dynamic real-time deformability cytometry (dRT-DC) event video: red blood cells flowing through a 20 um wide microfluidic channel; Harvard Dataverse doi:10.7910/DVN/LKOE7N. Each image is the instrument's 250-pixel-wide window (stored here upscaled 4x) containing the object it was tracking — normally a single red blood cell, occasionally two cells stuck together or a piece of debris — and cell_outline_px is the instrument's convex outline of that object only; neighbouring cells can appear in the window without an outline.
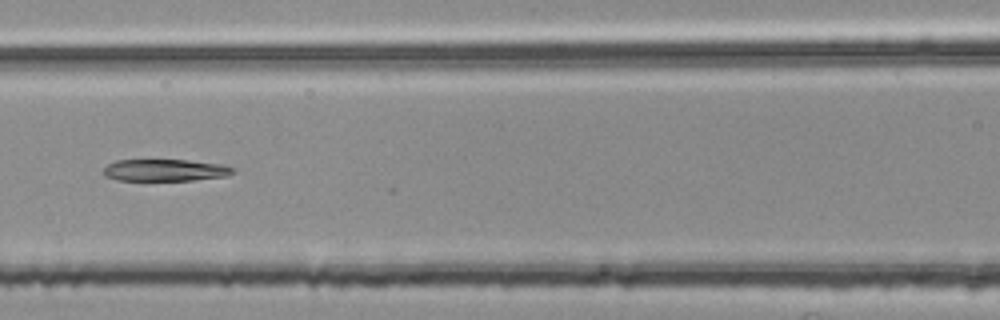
{"species": "common noctule bat (a hibernating species)", "species_latin": "Nyctalus noctula", "temperature_condition": "room temperature", "stored_images_in_passage": 29, "segment_of_instrument_passage": [2, 2], "camera_frame_rate_fps": 3000, "um_per_image_px": 0.085, "animal": {"sex": "female", "body_mass_g": 25.1}, "frame": {"image": 1, "passage_image": 23, "time_ms": 7.333, "image_size_px": [1000, 320], "cell_outline_px": [[232, 172], [224, 176], [192, 180], [116, 180], [104, 176], [104, 168], [108, 164], [116, 160], [188, 160], [224, 164], [232, 168]], "centroid_in_image_um": [13.98, 14.46], "position_along_channel_um": 152.6, "area_um2": 16.36}}
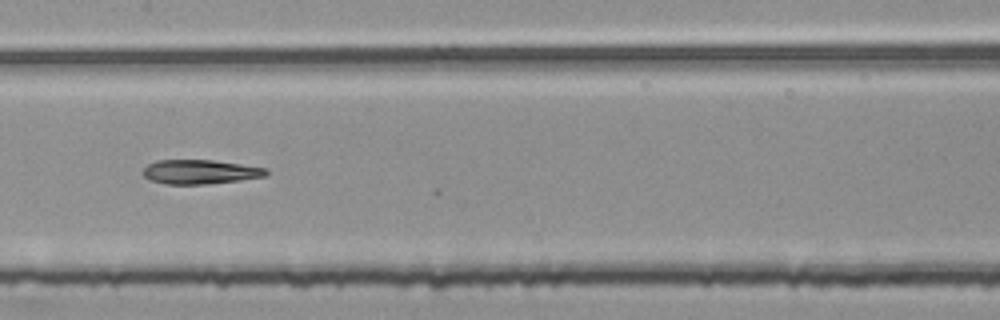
{"frame": {"image": 2, "passage_image": 26, "time_ms": 8.333, "image_size_px": [1000, 320], "cell_outline_px": [[268, 172], [264, 176], [240, 180], [208, 184], [164, 184], [148, 180], [144, 176], [144, 168], [148, 164], [156, 160], [212, 160], [268, 168]], "centroid_in_image_um": [16.98, 14.61], "position_along_channel_um": 190.4, "area_um2": 17.4}}